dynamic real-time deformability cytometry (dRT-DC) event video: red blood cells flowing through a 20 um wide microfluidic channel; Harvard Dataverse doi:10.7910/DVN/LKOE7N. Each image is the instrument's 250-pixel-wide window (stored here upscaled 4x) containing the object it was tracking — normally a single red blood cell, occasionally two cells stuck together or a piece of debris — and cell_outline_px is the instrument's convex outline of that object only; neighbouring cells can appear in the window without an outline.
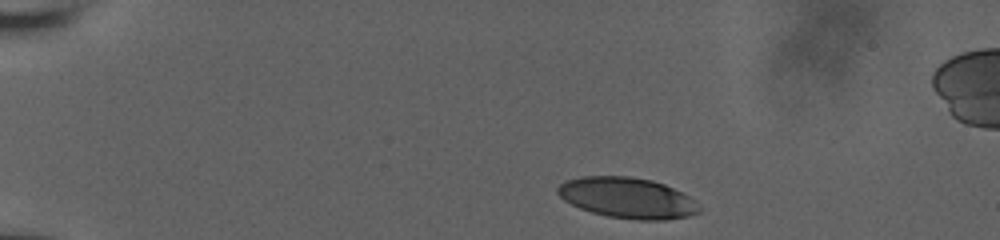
{"species": "human", "species_latin": "Homo sapiens", "temperature_condition": "room temperature", "stored_images_in_passage": 15, "camera_frame_rate_fps": 3000, "um_per_image_px": 0.085, "donor": {"sex": "male"}, "frame": {"image": 1, "passage_image": 1, "time_ms": 0.0, "image_size_px": [1000, 240], "cell_outline_px": [[700, 212], [688, 216], [664, 220], [636, 220], [608, 216], [592, 212], [580, 208], [564, 200], [556, 192], [556, 188], [564, 180], [584, 176], [628, 176], [652, 180], [664, 184], [688, 196], [700, 204]], "centroid_in_image_um": [53.32, 16.82], "position_along_channel_um": 31.7, "area_um2": 33.58}}
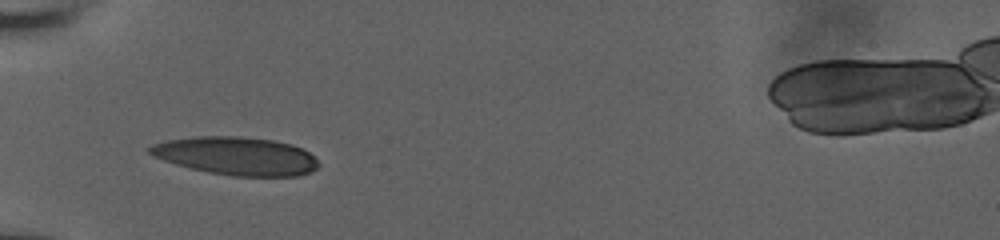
{"frame": {"image": 2, "passage_image": 9, "time_ms": 2.667, "image_size_px": [1000, 240], "cell_outline_px": [[320, 164], [316, 168], [300, 176], [232, 176], [208, 172], [188, 168], [164, 160], [148, 152], [148, 148], [152, 144], [168, 140], [196, 136], [240, 136], [272, 140], [292, 144], [308, 152]], "centroid_in_image_um": [20.07, 13.25], "position_along_channel_um": 64.9, "area_um2": 37.34}}
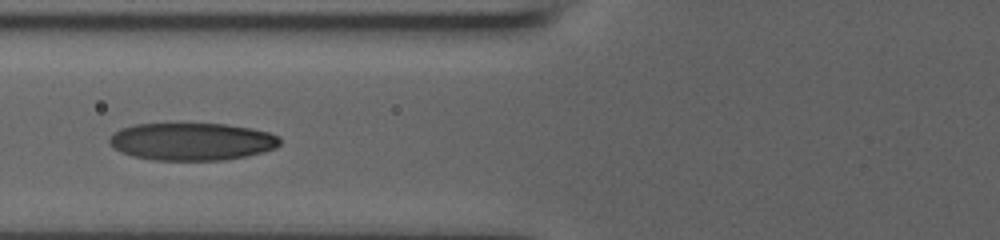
{"frame": {"image": 3, "passage_image": 13, "time_ms": 4.0, "image_size_px": [1000, 240], "cell_outline_px": [[280, 144], [276, 148], [244, 156], [224, 160], [156, 160], [132, 156], [116, 148], [108, 140], [120, 128], [136, 124], [224, 124], [252, 128], [268, 132], [276, 136], [280, 140]], "centroid_in_image_um": [16.32, 12.03], "position_along_channel_um": 109.5, "area_um2": 36.82}}